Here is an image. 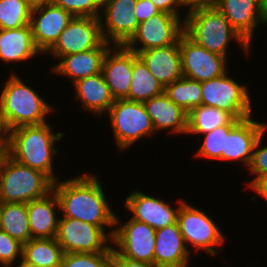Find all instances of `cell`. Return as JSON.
Masks as SVG:
<instances>
[{
  "label": "cell",
  "mask_w": 267,
  "mask_h": 267,
  "mask_svg": "<svg viewBox=\"0 0 267 267\" xmlns=\"http://www.w3.org/2000/svg\"><path fill=\"white\" fill-rule=\"evenodd\" d=\"M105 187L93 174H80L54 183L60 215L100 227L111 239L114 234L116 213L108 203ZM111 230L105 231L106 228Z\"/></svg>",
  "instance_id": "cell-1"
},
{
  "label": "cell",
  "mask_w": 267,
  "mask_h": 267,
  "mask_svg": "<svg viewBox=\"0 0 267 267\" xmlns=\"http://www.w3.org/2000/svg\"><path fill=\"white\" fill-rule=\"evenodd\" d=\"M64 134L54 132L48 122L17 127L8 134V155L17 162L46 174L55 183L60 177L53 167L54 155L57 156L59 152L55 143L61 141Z\"/></svg>",
  "instance_id": "cell-2"
},
{
  "label": "cell",
  "mask_w": 267,
  "mask_h": 267,
  "mask_svg": "<svg viewBox=\"0 0 267 267\" xmlns=\"http://www.w3.org/2000/svg\"><path fill=\"white\" fill-rule=\"evenodd\" d=\"M0 93V108L8 131L25 125L47 122V115L55 111L30 85L15 73L9 75Z\"/></svg>",
  "instance_id": "cell-3"
},
{
  "label": "cell",
  "mask_w": 267,
  "mask_h": 267,
  "mask_svg": "<svg viewBox=\"0 0 267 267\" xmlns=\"http://www.w3.org/2000/svg\"><path fill=\"white\" fill-rule=\"evenodd\" d=\"M184 32L198 45L210 52L228 58L229 43L233 40L247 54L250 46L231 26L230 22L216 7H200L186 11Z\"/></svg>",
  "instance_id": "cell-4"
},
{
  "label": "cell",
  "mask_w": 267,
  "mask_h": 267,
  "mask_svg": "<svg viewBox=\"0 0 267 267\" xmlns=\"http://www.w3.org/2000/svg\"><path fill=\"white\" fill-rule=\"evenodd\" d=\"M44 173L23 165L8 154L0 167V203H28L53 191Z\"/></svg>",
  "instance_id": "cell-5"
},
{
  "label": "cell",
  "mask_w": 267,
  "mask_h": 267,
  "mask_svg": "<svg viewBox=\"0 0 267 267\" xmlns=\"http://www.w3.org/2000/svg\"><path fill=\"white\" fill-rule=\"evenodd\" d=\"M107 115L119 150L125 151L142 138L156 133L143 102L116 99Z\"/></svg>",
  "instance_id": "cell-6"
},
{
  "label": "cell",
  "mask_w": 267,
  "mask_h": 267,
  "mask_svg": "<svg viewBox=\"0 0 267 267\" xmlns=\"http://www.w3.org/2000/svg\"><path fill=\"white\" fill-rule=\"evenodd\" d=\"M177 223L187 248L189 244L195 251L201 249L210 256H216V247L225 243V234L221 233L213 217L201 208L188 204L187 201L180 205Z\"/></svg>",
  "instance_id": "cell-7"
},
{
  "label": "cell",
  "mask_w": 267,
  "mask_h": 267,
  "mask_svg": "<svg viewBox=\"0 0 267 267\" xmlns=\"http://www.w3.org/2000/svg\"><path fill=\"white\" fill-rule=\"evenodd\" d=\"M228 73L202 82V105L227 111L238 120L254 116L249 89Z\"/></svg>",
  "instance_id": "cell-8"
},
{
  "label": "cell",
  "mask_w": 267,
  "mask_h": 267,
  "mask_svg": "<svg viewBox=\"0 0 267 267\" xmlns=\"http://www.w3.org/2000/svg\"><path fill=\"white\" fill-rule=\"evenodd\" d=\"M56 241L65 253L113 252L112 239L98 226L59 217Z\"/></svg>",
  "instance_id": "cell-9"
},
{
  "label": "cell",
  "mask_w": 267,
  "mask_h": 267,
  "mask_svg": "<svg viewBox=\"0 0 267 267\" xmlns=\"http://www.w3.org/2000/svg\"><path fill=\"white\" fill-rule=\"evenodd\" d=\"M120 220L116 215L113 249L122 257L154 264L156 230L131 218L124 223Z\"/></svg>",
  "instance_id": "cell-10"
},
{
  "label": "cell",
  "mask_w": 267,
  "mask_h": 267,
  "mask_svg": "<svg viewBox=\"0 0 267 267\" xmlns=\"http://www.w3.org/2000/svg\"><path fill=\"white\" fill-rule=\"evenodd\" d=\"M184 20L185 16L160 11L138 24L135 34L125 46L138 54L143 50L175 44L184 33Z\"/></svg>",
  "instance_id": "cell-11"
},
{
  "label": "cell",
  "mask_w": 267,
  "mask_h": 267,
  "mask_svg": "<svg viewBox=\"0 0 267 267\" xmlns=\"http://www.w3.org/2000/svg\"><path fill=\"white\" fill-rule=\"evenodd\" d=\"M182 75L198 82L222 76L228 71V59L198 45L185 32L179 39Z\"/></svg>",
  "instance_id": "cell-12"
},
{
  "label": "cell",
  "mask_w": 267,
  "mask_h": 267,
  "mask_svg": "<svg viewBox=\"0 0 267 267\" xmlns=\"http://www.w3.org/2000/svg\"><path fill=\"white\" fill-rule=\"evenodd\" d=\"M103 41L99 18L73 17L45 54L59 60L63 56L96 49Z\"/></svg>",
  "instance_id": "cell-13"
},
{
  "label": "cell",
  "mask_w": 267,
  "mask_h": 267,
  "mask_svg": "<svg viewBox=\"0 0 267 267\" xmlns=\"http://www.w3.org/2000/svg\"><path fill=\"white\" fill-rule=\"evenodd\" d=\"M136 3L137 0H102L99 19L104 42L125 45L131 39L138 27Z\"/></svg>",
  "instance_id": "cell-14"
},
{
  "label": "cell",
  "mask_w": 267,
  "mask_h": 267,
  "mask_svg": "<svg viewBox=\"0 0 267 267\" xmlns=\"http://www.w3.org/2000/svg\"><path fill=\"white\" fill-rule=\"evenodd\" d=\"M177 201L179 207L173 208L171 203L163 201L162 198L150 196L136 189L127 196L123 204L132 214L131 219L146 223L157 230L177 223L178 211L184 200Z\"/></svg>",
  "instance_id": "cell-15"
},
{
  "label": "cell",
  "mask_w": 267,
  "mask_h": 267,
  "mask_svg": "<svg viewBox=\"0 0 267 267\" xmlns=\"http://www.w3.org/2000/svg\"><path fill=\"white\" fill-rule=\"evenodd\" d=\"M73 17L71 13L53 3L31 10L33 40L43 55L55 44Z\"/></svg>",
  "instance_id": "cell-16"
},
{
  "label": "cell",
  "mask_w": 267,
  "mask_h": 267,
  "mask_svg": "<svg viewBox=\"0 0 267 267\" xmlns=\"http://www.w3.org/2000/svg\"><path fill=\"white\" fill-rule=\"evenodd\" d=\"M252 117L240 120L228 135H225V152H222V161L234 160L248 168L254 145L260 135L267 130V123L256 121Z\"/></svg>",
  "instance_id": "cell-17"
},
{
  "label": "cell",
  "mask_w": 267,
  "mask_h": 267,
  "mask_svg": "<svg viewBox=\"0 0 267 267\" xmlns=\"http://www.w3.org/2000/svg\"><path fill=\"white\" fill-rule=\"evenodd\" d=\"M113 46L105 54L102 73L112 97L115 100L125 99L130 89L133 51L125 45Z\"/></svg>",
  "instance_id": "cell-18"
},
{
  "label": "cell",
  "mask_w": 267,
  "mask_h": 267,
  "mask_svg": "<svg viewBox=\"0 0 267 267\" xmlns=\"http://www.w3.org/2000/svg\"><path fill=\"white\" fill-rule=\"evenodd\" d=\"M216 8L250 46L255 29L267 25L260 0H220Z\"/></svg>",
  "instance_id": "cell-19"
},
{
  "label": "cell",
  "mask_w": 267,
  "mask_h": 267,
  "mask_svg": "<svg viewBox=\"0 0 267 267\" xmlns=\"http://www.w3.org/2000/svg\"><path fill=\"white\" fill-rule=\"evenodd\" d=\"M112 44L102 42L96 49L63 56L50 70L56 74L67 76L72 85L80 79L102 72V64Z\"/></svg>",
  "instance_id": "cell-20"
},
{
  "label": "cell",
  "mask_w": 267,
  "mask_h": 267,
  "mask_svg": "<svg viewBox=\"0 0 267 267\" xmlns=\"http://www.w3.org/2000/svg\"><path fill=\"white\" fill-rule=\"evenodd\" d=\"M190 254V249L185 244L178 223L156 230L155 265L158 267H188Z\"/></svg>",
  "instance_id": "cell-21"
},
{
  "label": "cell",
  "mask_w": 267,
  "mask_h": 267,
  "mask_svg": "<svg viewBox=\"0 0 267 267\" xmlns=\"http://www.w3.org/2000/svg\"><path fill=\"white\" fill-rule=\"evenodd\" d=\"M137 55L164 87L183 76L179 41L169 46L143 50Z\"/></svg>",
  "instance_id": "cell-22"
},
{
  "label": "cell",
  "mask_w": 267,
  "mask_h": 267,
  "mask_svg": "<svg viewBox=\"0 0 267 267\" xmlns=\"http://www.w3.org/2000/svg\"><path fill=\"white\" fill-rule=\"evenodd\" d=\"M143 105L156 134L158 131H168V129L172 134H187L188 113L170 100L164 92L144 101Z\"/></svg>",
  "instance_id": "cell-23"
},
{
  "label": "cell",
  "mask_w": 267,
  "mask_h": 267,
  "mask_svg": "<svg viewBox=\"0 0 267 267\" xmlns=\"http://www.w3.org/2000/svg\"><path fill=\"white\" fill-rule=\"evenodd\" d=\"M26 208L31 238H56L60 207L54 191L28 202Z\"/></svg>",
  "instance_id": "cell-24"
},
{
  "label": "cell",
  "mask_w": 267,
  "mask_h": 267,
  "mask_svg": "<svg viewBox=\"0 0 267 267\" xmlns=\"http://www.w3.org/2000/svg\"><path fill=\"white\" fill-rule=\"evenodd\" d=\"M37 54L43 55L34 43L31 25L0 29V61L14 65L32 60Z\"/></svg>",
  "instance_id": "cell-25"
},
{
  "label": "cell",
  "mask_w": 267,
  "mask_h": 267,
  "mask_svg": "<svg viewBox=\"0 0 267 267\" xmlns=\"http://www.w3.org/2000/svg\"><path fill=\"white\" fill-rule=\"evenodd\" d=\"M76 100L82 104V110L101 117L114 103L103 73L78 80L73 84Z\"/></svg>",
  "instance_id": "cell-26"
},
{
  "label": "cell",
  "mask_w": 267,
  "mask_h": 267,
  "mask_svg": "<svg viewBox=\"0 0 267 267\" xmlns=\"http://www.w3.org/2000/svg\"><path fill=\"white\" fill-rule=\"evenodd\" d=\"M239 121L227 111L200 105L188 113L187 135H202L223 125H236Z\"/></svg>",
  "instance_id": "cell-27"
},
{
  "label": "cell",
  "mask_w": 267,
  "mask_h": 267,
  "mask_svg": "<svg viewBox=\"0 0 267 267\" xmlns=\"http://www.w3.org/2000/svg\"><path fill=\"white\" fill-rule=\"evenodd\" d=\"M164 86L149 71L145 63L133 51V69L130 89L125 98L144 102L164 92Z\"/></svg>",
  "instance_id": "cell-28"
},
{
  "label": "cell",
  "mask_w": 267,
  "mask_h": 267,
  "mask_svg": "<svg viewBox=\"0 0 267 267\" xmlns=\"http://www.w3.org/2000/svg\"><path fill=\"white\" fill-rule=\"evenodd\" d=\"M63 255L55 238H31L23 244L22 258L40 267H61Z\"/></svg>",
  "instance_id": "cell-29"
},
{
  "label": "cell",
  "mask_w": 267,
  "mask_h": 267,
  "mask_svg": "<svg viewBox=\"0 0 267 267\" xmlns=\"http://www.w3.org/2000/svg\"><path fill=\"white\" fill-rule=\"evenodd\" d=\"M1 230L25 244L31 239L26 203H0Z\"/></svg>",
  "instance_id": "cell-30"
},
{
  "label": "cell",
  "mask_w": 267,
  "mask_h": 267,
  "mask_svg": "<svg viewBox=\"0 0 267 267\" xmlns=\"http://www.w3.org/2000/svg\"><path fill=\"white\" fill-rule=\"evenodd\" d=\"M202 82L182 76L172 84L166 85L164 93L176 105L189 113L193 108L202 105Z\"/></svg>",
  "instance_id": "cell-31"
},
{
  "label": "cell",
  "mask_w": 267,
  "mask_h": 267,
  "mask_svg": "<svg viewBox=\"0 0 267 267\" xmlns=\"http://www.w3.org/2000/svg\"><path fill=\"white\" fill-rule=\"evenodd\" d=\"M31 10L26 0H0V29L30 25Z\"/></svg>",
  "instance_id": "cell-32"
},
{
  "label": "cell",
  "mask_w": 267,
  "mask_h": 267,
  "mask_svg": "<svg viewBox=\"0 0 267 267\" xmlns=\"http://www.w3.org/2000/svg\"><path fill=\"white\" fill-rule=\"evenodd\" d=\"M235 125H223L214 130L202 134V144L195 153L196 157L219 160L222 162V152H225V135H228L230 130Z\"/></svg>",
  "instance_id": "cell-33"
},
{
  "label": "cell",
  "mask_w": 267,
  "mask_h": 267,
  "mask_svg": "<svg viewBox=\"0 0 267 267\" xmlns=\"http://www.w3.org/2000/svg\"><path fill=\"white\" fill-rule=\"evenodd\" d=\"M113 252L65 253L61 267H112Z\"/></svg>",
  "instance_id": "cell-34"
},
{
  "label": "cell",
  "mask_w": 267,
  "mask_h": 267,
  "mask_svg": "<svg viewBox=\"0 0 267 267\" xmlns=\"http://www.w3.org/2000/svg\"><path fill=\"white\" fill-rule=\"evenodd\" d=\"M52 3L74 17L99 18L101 15L102 0H52Z\"/></svg>",
  "instance_id": "cell-35"
},
{
  "label": "cell",
  "mask_w": 267,
  "mask_h": 267,
  "mask_svg": "<svg viewBox=\"0 0 267 267\" xmlns=\"http://www.w3.org/2000/svg\"><path fill=\"white\" fill-rule=\"evenodd\" d=\"M22 252L23 244L0 230V266H15V263L19 262L17 260H21Z\"/></svg>",
  "instance_id": "cell-36"
},
{
  "label": "cell",
  "mask_w": 267,
  "mask_h": 267,
  "mask_svg": "<svg viewBox=\"0 0 267 267\" xmlns=\"http://www.w3.org/2000/svg\"><path fill=\"white\" fill-rule=\"evenodd\" d=\"M267 131L260 135L257 139L252 153V158L250 164L248 166V171H250V175H255L254 179L250 182H247V186H249L253 180H258L260 178L267 176V145L262 146V139L265 136Z\"/></svg>",
  "instance_id": "cell-37"
},
{
  "label": "cell",
  "mask_w": 267,
  "mask_h": 267,
  "mask_svg": "<svg viewBox=\"0 0 267 267\" xmlns=\"http://www.w3.org/2000/svg\"><path fill=\"white\" fill-rule=\"evenodd\" d=\"M159 12L150 0H137L136 6L134 7L138 24L150 19Z\"/></svg>",
  "instance_id": "cell-38"
},
{
  "label": "cell",
  "mask_w": 267,
  "mask_h": 267,
  "mask_svg": "<svg viewBox=\"0 0 267 267\" xmlns=\"http://www.w3.org/2000/svg\"><path fill=\"white\" fill-rule=\"evenodd\" d=\"M159 11L181 16L179 8L184 7L183 0H150Z\"/></svg>",
  "instance_id": "cell-39"
},
{
  "label": "cell",
  "mask_w": 267,
  "mask_h": 267,
  "mask_svg": "<svg viewBox=\"0 0 267 267\" xmlns=\"http://www.w3.org/2000/svg\"><path fill=\"white\" fill-rule=\"evenodd\" d=\"M112 267H158V266L153 263L136 261L126 257H122L118 252H116L113 249Z\"/></svg>",
  "instance_id": "cell-40"
},
{
  "label": "cell",
  "mask_w": 267,
  "mask_h": 267,
  "mask_svg": "<svg viewBox=\"0 0 267 267\" xmlns=\"http://www.w3.org/2000/svg\"><path fill=\"white\" fill-rule=\"evenodd\" d=\"M220 0H183L184 7L188 11L200 7H216Z\"/></svg>",
  "instance_id": "cell-41"
},
{
  "label": "cell",
  "mask_w": 267,
  "mask_h": 267,
  "mask_svg": "<svg viewBox=\"0 0 267 267\" xmlns=\"http://www.w3.org/2000/svg\"><path fill=\"white\" fill-rule=\"evenodd\" d=\"M248 187L252 189L253 192H256L257 195L267 200V176L258 180H253Z\"/></svg>",
  "instance_id": "cell-42"
},
{
  "label": "cell",
  "mask_w": 267,
  "mask_h": 267,
  "mask_svg": "<svg viewBox=\"0 0 267 267\" xmlns=\"http://www.w3.org/2000/svg\"><path fill=\"white\" fill-rule=\"evenodd\" d=\"M31 9L42 7L49 3H52V0H26Z\"/></svg>",
  "instance_id": "cell-43"
},
{
  "label": "cell",
  "mask_w": 267,
  "mask_h": 267,
  "mask_svg": "<svg viewBox=\"0 0 267 267\" xmlns=\"http://www.w3.org/2000/svg\"><path fill=\"white\" fill-rule=\"evenodd\" d=\"M9 131L5 125L0 108V139H8Z\"/></svg>",
  "instance_id": "cell-44"
},
{
  "label": "cell",
  "mask_w": 267,
  "mask_h": 267,
  "mask_svg": "<svg viewBox=\"0 0 267 267\" xmlns=\"http://www.w3.org/2000/svg\"><path fill=\"white\" fill-rule=\"evenodd\" d=\"M7 142H8V139H0V167H1V164L4 160V158L8 154Z\"/></svg>",
  "instance_id": "cell-45"
},
{
  "label": "cell",
  "mask_w": 267,
  "mask_h": 267,
  "mask_svg": "<svg viewBox=\"0 0 267 267\" xmlns=\"http://www.w3.org/2000/svg\"><path fill=\"white\" fill-rule=\"evenodd\" d=\"M16 267H40L34 263L27 262L23 258L19 261V263L16 265Z\"/></svg>",
  "instance_id": "cell-46"
},
{
  "label": "cell",
  "mask_w": 267,
  "mask_h": 267,
  "mask_svg": "<svg viewBox=\"0 0 267 267\" xmlns=\"http://www.w3.org/2000/svg\"><path fill=\"white\" fill-rule=\"evenodd\" d=\"M260 6L265 20L267 21V0H260Z\"/></svg>",
  "instance_id": "cell-47"
},
{
  "label": "cell",
  "mask_w": 267,
  "mask_h": 267,
  "mask_svg": "<svg viewBox=\"0 0 267 267\" xmlns=\"http://www.w3.org/2000/svg\"><path fill=\"white\" fill-rule=\"evenodd\" d=\"M0 230H1V213H0Z\"/></svg>",
  "instance_id": "cell-48"
}]
</instances>
